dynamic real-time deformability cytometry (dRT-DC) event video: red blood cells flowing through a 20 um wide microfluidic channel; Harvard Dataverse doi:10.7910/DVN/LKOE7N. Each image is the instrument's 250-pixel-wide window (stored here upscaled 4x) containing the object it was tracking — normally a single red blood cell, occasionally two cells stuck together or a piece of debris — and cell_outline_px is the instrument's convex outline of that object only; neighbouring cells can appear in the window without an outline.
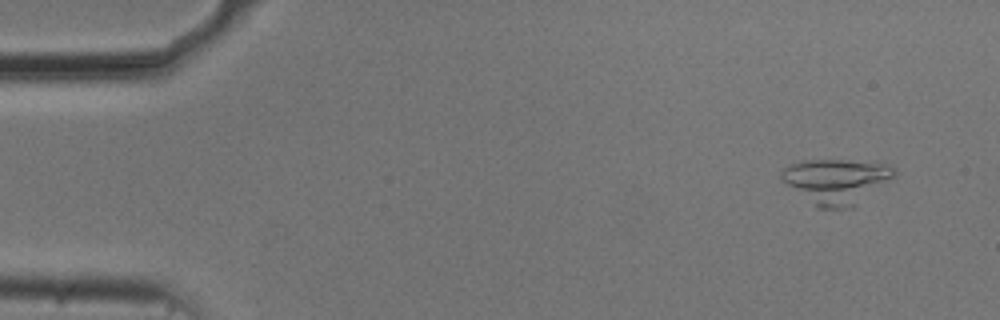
{"species": "common noctule bat (a hibernating species)", "species_latin": "Nyctalus noctula", "temperature_condition": "cold", "stored_images_in_passage": 25, "camera_frame_rate_fps": 3000, "um_per_image_px": 0.085, "animal": {"sex": "male", "body_mass_g": 20.5, "forearm_length_mm": 52.5}, "frame": {"image": 1, "passage_image": 4, "time_ms": 1.0, "image_size_px": [1000, 320], "cell_outline_px": [[896, 176], [852, 208], [816, 208], [780, 180], [780, 172], [784, 168], [800, 160], [844, 160], [880, 164], [892, 168], [896, 172]], "centroid_in_image_um": [71.02, 15.42], "position_along_channel_um": 14.0, "area_um2": 29.42}}